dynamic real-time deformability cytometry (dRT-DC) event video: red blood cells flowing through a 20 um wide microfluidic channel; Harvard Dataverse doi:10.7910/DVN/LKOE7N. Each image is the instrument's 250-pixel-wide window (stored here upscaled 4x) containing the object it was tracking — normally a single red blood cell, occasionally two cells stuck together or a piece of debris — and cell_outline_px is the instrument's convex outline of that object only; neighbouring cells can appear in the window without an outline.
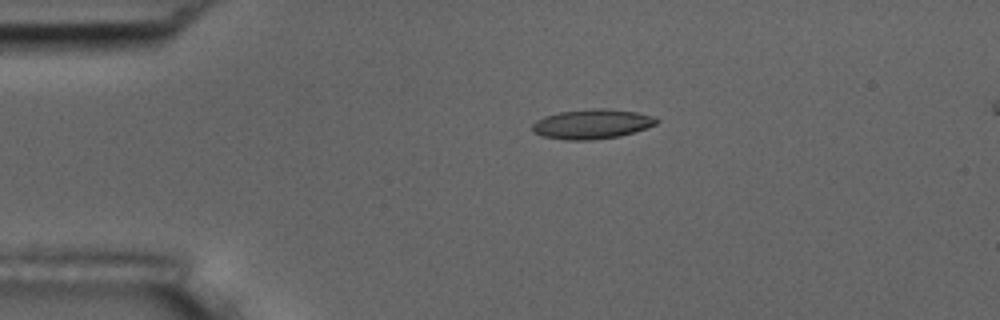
{"species": "common noctule bat (a hibernating species)", "species_latin": "Nyctalus noctula", "temperature_condition": "room temperature", "stored_images_in_passage": 44, "camera_frame_rate_fps": 3000, "um_per_image_px": 0.085, "animal": {"sex": "male", "body_mass_g": 17.5, "forearm_length_mm": 52.3}, "frame": {"image": 1, "passage_image": 1, "time_ms": 0.0, "image_size_px": [1000, 320], "cell_outline_px": [[660, 120], [656, 124], [620, 136], [592, 140], [564, 140], [544, 136], [532, 132], [532, 124], [536, 120], [544, 116], [560, 112], [592, 108], [604, 108], [636, 112], [656, 116]], "centroid_in_image_um": [50.31, 10.54], "position_along_channel_um": 34.7, "area_um2": 21.5}}
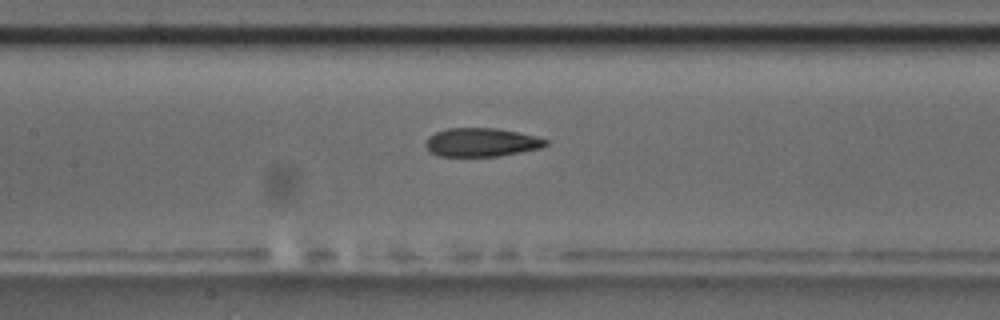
{"frame": {"image": 2, "passage_image": 15, "time_ms": 4.667, "image_size_px": [1000, 320], "cell_outline_px": [[548, 144], [540, 148], [500, 156], [440, 156], [432, 152], [424, 144], [428, 136], [436, 132], [448, 128], [496, 128], [536, 136], [548, 140]], "centroid_in_image_um": [40.92, 12.09], "position_along_channel_um": 166.5, "area_um2": 19.88}}
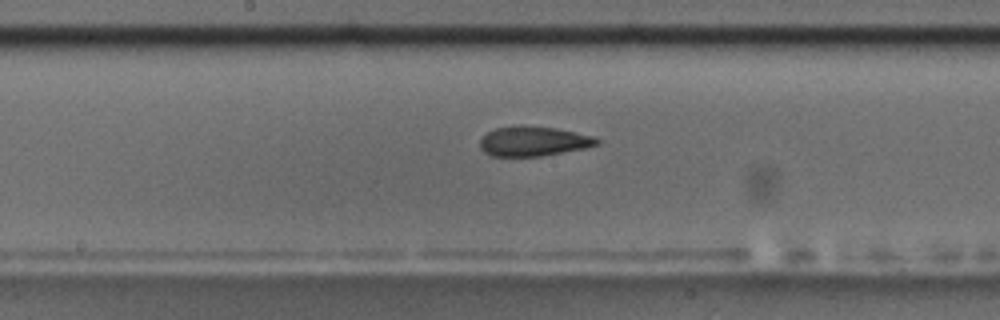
{"frame": {"image": 3, "passage_image": 18, "time_ms": 5.667, "image_size_px": [1000, 320], "cell_outline_px": [[600, 144], [588, 148], [540, 156], [488, 156], [480, 148], [480, 140], [488, 132], [496, 128], [520, 124], [556, 128], [596, 136], [600, 140]], "centroid_in_image_um": [45.38, 12.0], "position_along_channel_um": 202.8, "area_um2": 20.63}, "authors_computed_cell_mechanics": {"area_um2": 20.9525, "velocity_mm_per_s": 3.6698, "shape_relaxation_time_tau1_ms": null, "shape_relaxation_time_tau2_ms": 3.7888, "deformation_change_tau1": null, "deformation_change_tau2": 0.1087}}